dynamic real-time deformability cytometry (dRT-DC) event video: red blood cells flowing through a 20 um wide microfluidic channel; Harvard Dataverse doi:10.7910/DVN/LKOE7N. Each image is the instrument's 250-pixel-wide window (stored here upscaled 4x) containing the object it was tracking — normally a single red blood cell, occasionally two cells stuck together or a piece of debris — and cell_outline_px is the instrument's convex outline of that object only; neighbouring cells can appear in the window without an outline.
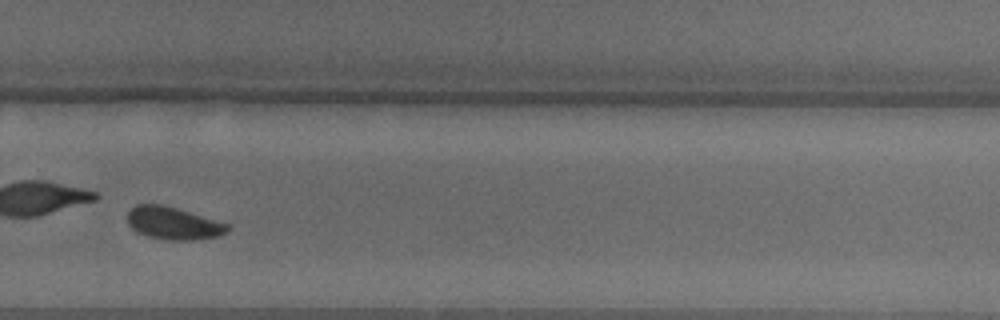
{"species": "common noctule bat (a hibernating species)", "species_latin": "Nyctalus noctula", "temperature_condition": "warm", "stored_images_in_passage": 38, "camera_frame_rate_fps": 3000, "um_per_image_px": 0.085, "animal": {"sex": "male", "body_mass_g": 18.8}, "frame": {"image": 1, "passage_image": 27, "time_ms": 8.667, "image_size_px": [1000, 320], "cell_outline_px": [[232, 224], [228, 232], [220, 236], [192, 240], [168, 240], [148, 236], [136, 232], [128, 224], [128, 212], [136, 204], [164, 204]], "centroid_in_image_um": [14.79, 18.97], "position_along_channel_um": 315.0, "area_um2": 19.31}}